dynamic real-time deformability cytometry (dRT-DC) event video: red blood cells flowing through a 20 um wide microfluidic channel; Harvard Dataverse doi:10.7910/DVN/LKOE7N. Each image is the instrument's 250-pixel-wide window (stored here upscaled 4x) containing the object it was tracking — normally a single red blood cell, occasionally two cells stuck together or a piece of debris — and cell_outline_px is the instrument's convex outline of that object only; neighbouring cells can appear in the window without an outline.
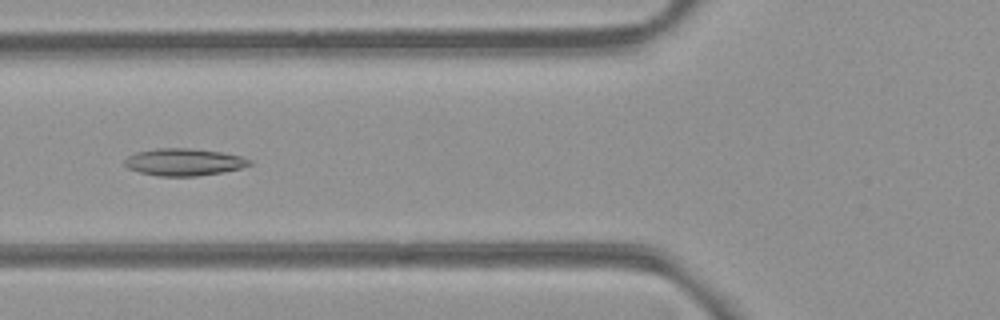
{"species": "common noctule bat (a hibernating species)", "species_latin": "Nyctalus noctula", "temperature_condition": "room temperature", "stored_images_in_passage": 47, "camera_frame_rate_fps": 3000, "um_per_image_px": 0.085, "animal": {"sex": "female", "body_mass_g": 21.9}, "frame": {"image": 1, "passage_image": 20, "time_ms": 6.333, "image_size_px": [1000, 320], "cell_outline_px": [[252, 164], [240, 168], [224, 172], [196, 176], [156, 176], [140, 172], [128, 168], [124, 164], [124, 160], [128, 156], [136, 152], [156, 148], [188, 148], [220, 152], [240, 156], [252, 160]], "centroid_in_image_um": [15.62, 13.78], "position_along_channel_um": 110.2, "area_um2": 19.77}}
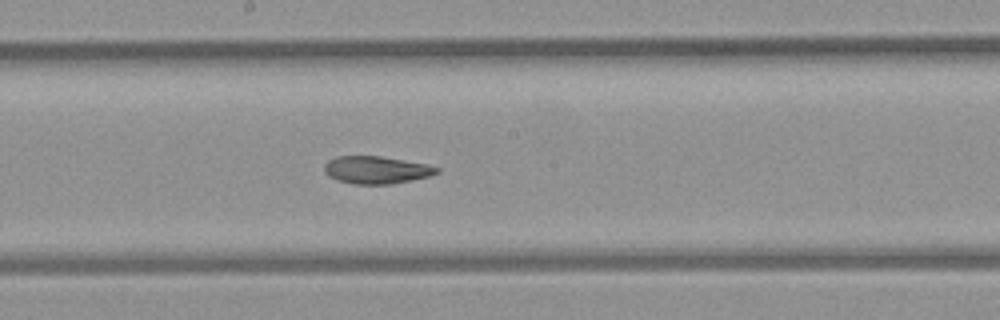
{"frame": {"image": 2, "passage_image": 28, "time_ms": 9.0, "image_size_px": [1000, 320], "cell_outline_px": [[440, 172], [428, 176], [412, 180], [392, 184], [352, 184], [336, 180], [328, 176], [324, 172], [324, 164], [328, 160], [336, 156], [380, 156], [428, 164], [440, 168]], "centroid_in_image_um": [31.97, 14.44], "position_along_channel_um": 216.2, "area_um2": 18.21}}
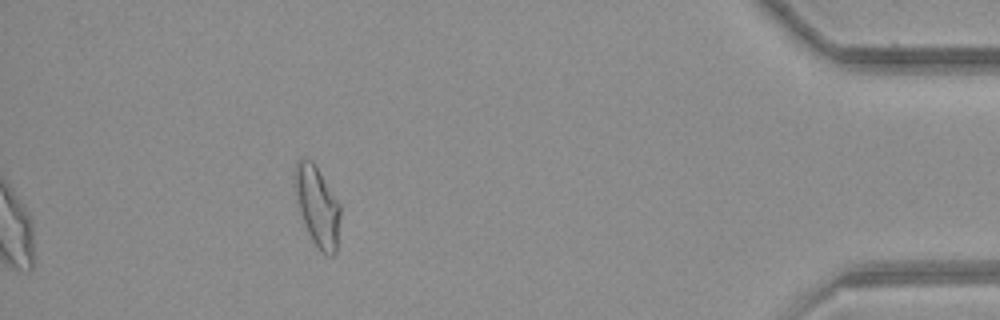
{"frame": {"image": 3, "passage_image": 47, "time_ms": 15.333, "image_size_px": [1000, 320], "cell_outline_px": [[340, 216], [336, 252], [332, 256], [328, 256], [312, 240], [304, 224], [300, 212], [292, 176], [296, 160], [304, 156], [312, 160], [316, 164], [340, 204]], "centroid_in_image_um": [26.95, 17.43], "position_along_channel_um": 408.3, "area_um2": 21.39}, "authors_computed_cell_mechanics": {"area_um2": 21.386, "velocity_mm_per_s": 3.9579, "shape_relaxation_time_tau1_ms": null, "shape_relaxation_time_tau2_ms": 3.4085, "deformation_change_tau1": null, "deformation_change_tau2": 0.1057}}